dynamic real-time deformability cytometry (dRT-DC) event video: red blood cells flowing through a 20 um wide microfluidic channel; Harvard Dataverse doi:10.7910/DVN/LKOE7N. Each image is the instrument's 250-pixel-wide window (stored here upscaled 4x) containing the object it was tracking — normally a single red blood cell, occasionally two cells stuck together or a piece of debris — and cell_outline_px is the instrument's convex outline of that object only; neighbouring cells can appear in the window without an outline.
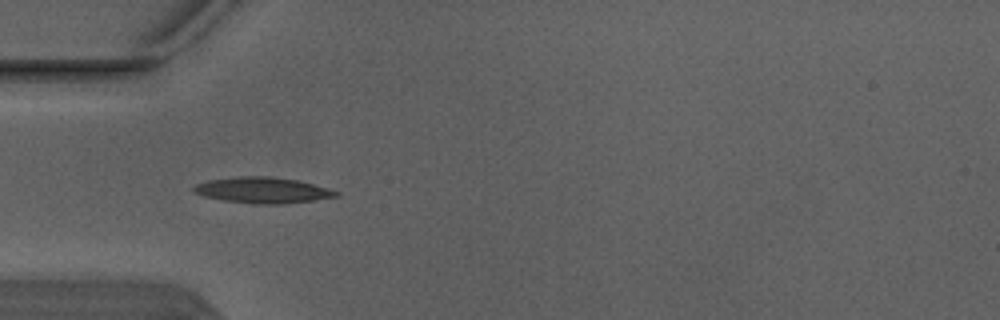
{"species": "Egyptian fruit bat (a non-hibernating species)", "species_latin": "Rousettus aegyptiacus", "temperature_condition": "warm", "stored_images_in_passage": 8, "camera_frame_rate_fps": 3000, "um_per_image_px": 0.085, "animal": {"sex": "male"}, "frame": {"image": 1, "passage_image": 5, "time_ms": 1.333, "image_size_px": [1000, 320], "cell_outline_px": [[340, 196], [316, 200], [284, 204], [252, 204], [224, 200], [204, 196], [192, 192], [192, 188], [196, 184], [208, 180], [240, 176], [268, 176], [296, 180], [328, 188], [340, 192]], "centroid_in_image_um": [22.33, 16.17], "position_along_channel_um": 62.7, "area_um2": 21.56}}
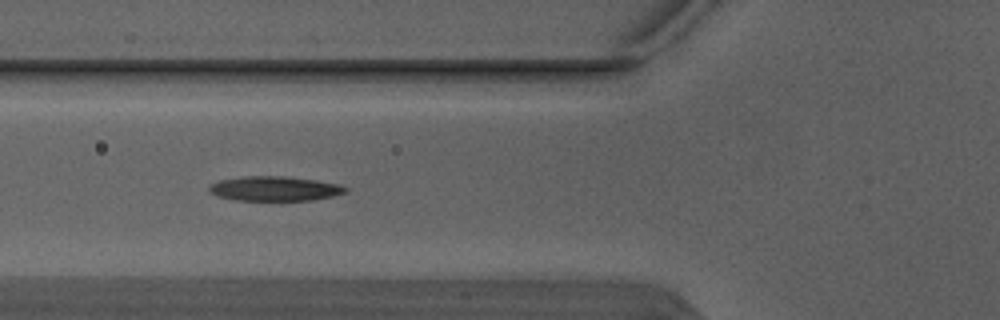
{"frame": {"image": 2, "passage_image": 6, "time_ms": 1.667, "image_size_px": [1000, 320], "cell_outline_px": [[348, 192], [332, 196], [312, 200], [236, 200], [216, 196], [208, 192], [208, 188], [212, 184], [220, 180], [244, 176], [284, 176], [316, 180], [340, 184], [348, 188]], "centroid_in_image_um": [23.35, 16.03], "position_along_channel_um": 102.4, "area_um2": 19.59}}
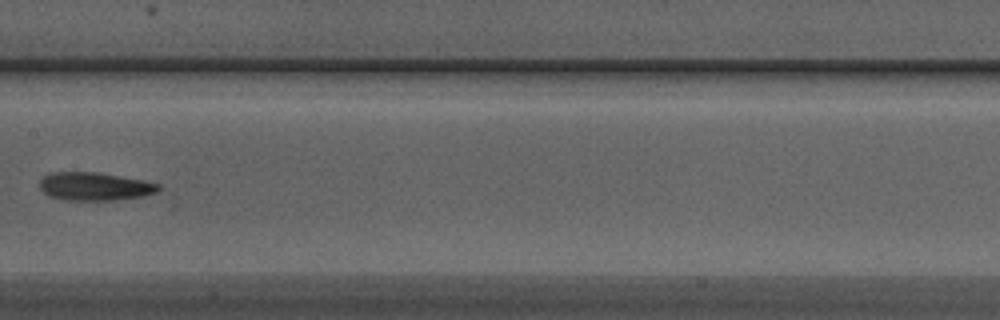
{"frame": {"image": 3, "passage_image": 8, "time_ms": 2.333, "image_size_px": [1000, 320], "cell_outline_px": [[160, 188], [156, 192], [144, 196], [116, 200], [64, 200], [48, 196], [40, 188], [40, 180], [44, 176], [52, 172], [96, 172], [144, 180], [160, 184]], "centroid_in_image_um": [8.05, 15.85], "position_along_channel_um": 199.4, "area_um2": 19.54}}